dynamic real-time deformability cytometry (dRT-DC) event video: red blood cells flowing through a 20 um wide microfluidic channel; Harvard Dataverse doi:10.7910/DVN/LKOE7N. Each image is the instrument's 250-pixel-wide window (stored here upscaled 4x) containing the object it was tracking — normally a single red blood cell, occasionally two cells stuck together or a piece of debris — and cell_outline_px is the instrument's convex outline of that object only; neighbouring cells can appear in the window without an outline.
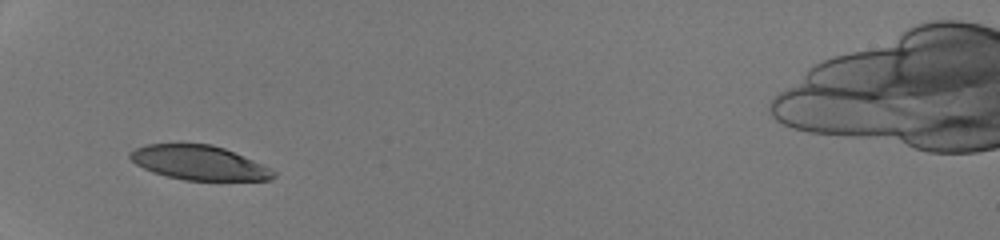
{"species": "human", "species_latin": "Homo sapiens", "temperature_condition": "room temperature", "stored_images_in_passage": 26, "camera_frame_rate_fps": 3000, "um_per_image_px": 0.085, "donor": {"sex": "male"}, "frame": {"image": 1, "passage_image": 1, "time_ms": 0.0, "image_size_px": [1000, 240], "cell_outline_px": [[276, 176], [272, 180], [184, 180], [152, 172], [136, 164], [128, 156], [136, 148], [148, 144], [212, 144], [224, 148], [264, 164], [276, 172]], "centroid_in_image_um": [16.97, 13.84], "position_along_channel_um": 68.0, "area_um2": 28.61}}
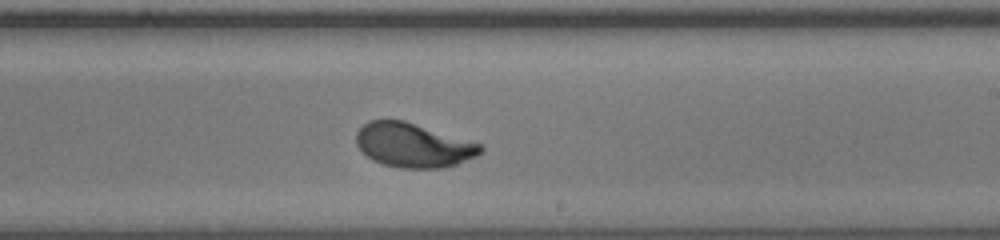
{"frame": {"image": 2, "passage_image": 15, "time_ms": 4.667, "image_size_px": [1000, 240], "cell_outline_px": [[484, 148], [476, 156], [456, 164], [440, 168], [400, 168], [384, 164], [372, 160], [356, 144], [356, 132], [368, 120], [404, 120], [480, 144]], "centroid_in_image_um": [35.09, 12.34], "position_along_channel_um": 253.9, "area_um2": 31.62}}
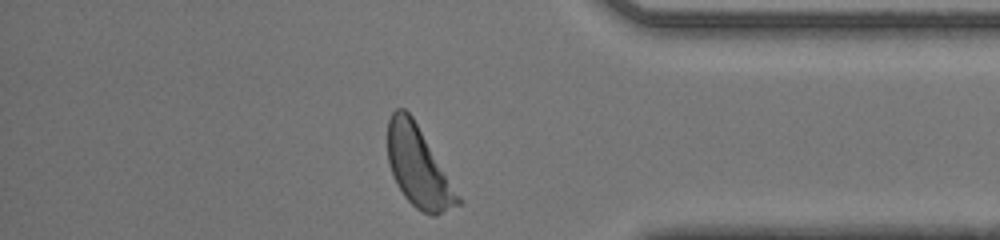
{"frame": {"image": 3, "passage_image": 26, "time_ms": 8.333, "image_size_px": [1000, 240], "cell_outline_px": [[460, 204], [436, 216], [432, 216], [416, 208], [404, 196], [396, 184], [388, 164], [388, 120], [392, 112], [396, 108], [404, 108], [412, 116], [460, 196]], "centroid_in_image_um": [35.53, 14.19], "position_along_channel_um": 399.7, "area_um2": 32.37}, "authors_computed_cell_mechanics": {"area_um2": 31.8767, "velocity_mm_per_s": 4.2559, "shape_relaxation_time_tau1_ms": 2.065, "shape_relaxation_time_tau2_ms": null, "deformation_change_tau1": 0.1496, "deformation_change_tau2": null}}